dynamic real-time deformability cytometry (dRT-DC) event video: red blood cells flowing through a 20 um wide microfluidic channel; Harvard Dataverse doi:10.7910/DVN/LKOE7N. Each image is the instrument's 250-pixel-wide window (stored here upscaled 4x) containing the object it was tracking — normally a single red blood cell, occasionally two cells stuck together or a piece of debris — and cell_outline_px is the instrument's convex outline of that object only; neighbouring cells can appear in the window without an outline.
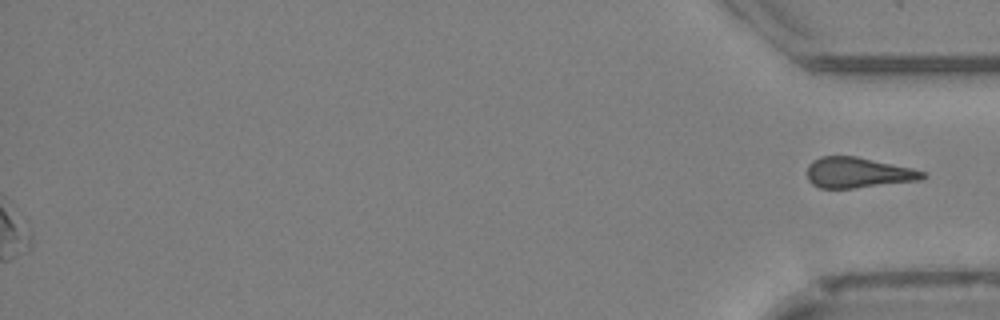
{"species": "Egyptian fruit bat (a non-hibernating species)", "species_latin": "Rousettus aegyptiacus", "temperature_condition": "cold", "stored_images_in_passage": 49, "segment_of_instrument_passage": [2, 2], "camera_frame_rate_fps": 3000, "um_per_image_px": 0.085, "animal": {"sex": "female"}, "frame": {"image": 1, "passage_image": 49, "time_ms": 16.0, "image_size_px": [1000, 320], "cell_outline_px": [[928, 176], [920, 180], [852, 188], [820, 188], [812, 184], [808, 180], [808, 164], [812, 160], [820, 156], [856, 156], [912, 168], [924, 172]], "centroid_in_image_um": [72.91, 14.67], "position_along_channel_um": 362.3, "area_um2": 20.46}}